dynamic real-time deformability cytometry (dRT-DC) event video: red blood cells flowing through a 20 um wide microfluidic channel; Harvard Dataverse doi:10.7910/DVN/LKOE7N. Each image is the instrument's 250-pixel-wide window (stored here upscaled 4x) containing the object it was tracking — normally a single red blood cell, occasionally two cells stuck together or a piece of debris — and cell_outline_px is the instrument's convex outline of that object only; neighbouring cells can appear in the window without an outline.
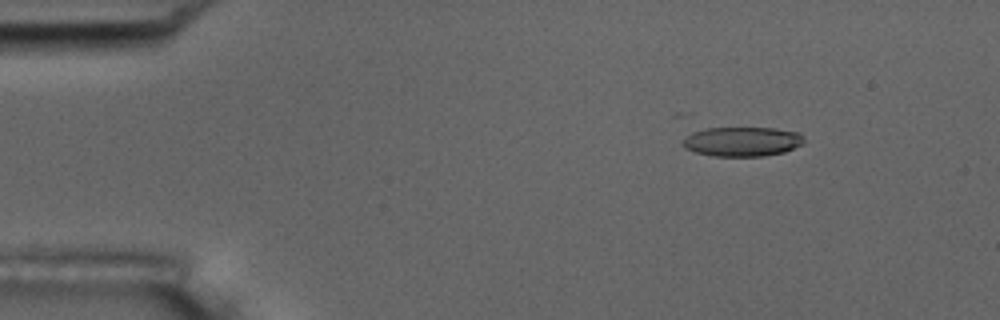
{"species": "common noctule bat (a hibernating species)", "species_latin": "Nyctalus noctula", "temperature_condition": "room temperature", "stored_images_in_passage": 10, "camera_frame_rate_fps": 3000, "um_per_image_px": 0.085, "animal": {"sex": "male", "body_mass_g": 17.5, "forearm_length_mm": 52.3}, "frame": {"image": 1, "passage_image": 3, "time_ms": 2.333, "image_size_px": [1000, 320], "cell_outline_px": [[804, 144], [784, 152], [764, 156], [712, 156], [696, 152], [684, 148], [684, 136], [692, 132], [708, 128], [776, 128], [800, 132], [804, 136]], "centroid_in_image_um": [63.13, 12.03], "position_along_channel_um": 21.9, "area_um2": 20.98}}
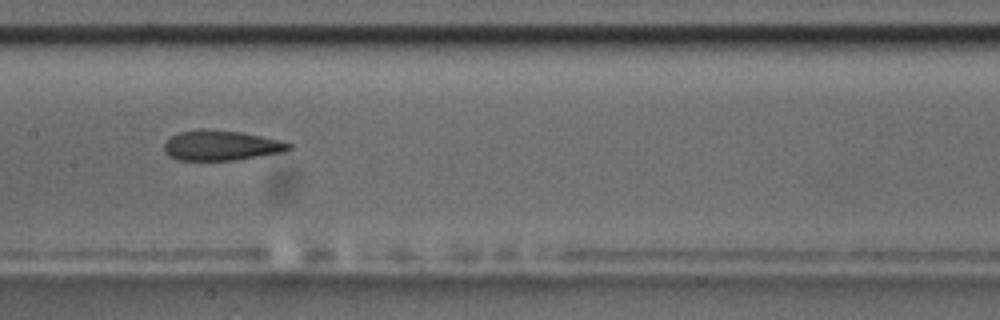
{"frame": {"image": 2, "passage_image": 8, "time_ms": 9.0, "image_size_px": [1000, 320], "cell_outline_px": [[292, 148], [284, 152], [236, 160], [176, 160], [168, 156], [164, 152], [164, 144], [172, 136], [180, 132], [200, 128], [240, 132], [280, 140], [292, 144]], "centroid_in_image_um": [18.79, 12.37], "position_along_channel_um": 188.6, "area_um2": 21.91}}